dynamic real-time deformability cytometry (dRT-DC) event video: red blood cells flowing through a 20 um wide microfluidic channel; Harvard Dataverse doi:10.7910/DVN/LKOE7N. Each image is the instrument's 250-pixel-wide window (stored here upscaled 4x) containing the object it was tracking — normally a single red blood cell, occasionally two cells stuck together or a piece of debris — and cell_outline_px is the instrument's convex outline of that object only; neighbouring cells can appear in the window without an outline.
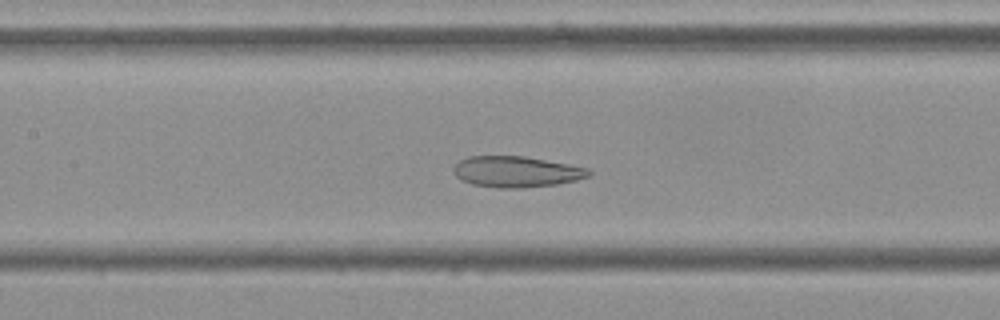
{"species": "Egyptian fruit bat (a non-hibernating species)", "species_latin": "Rousettus aegyptiacus", "temperature_condition": "cold", "stored_images_in_passage": 55, "camera_frame_rate_fps": 3000, "um_per_image_px": 0.085, "frame": {"image": 1, "passage_image": 25, "time_ms": 8.0, "image_size_px": [1000, 320], "cell_outline_px": [[592, 172], [588, 176], [576, 180], [556, 184], [520, 188], [500, 188], [472, 184], [460, 180], [456, 176], [452, 168], [460, 160], [468, 156], [524, 156], [568, 164], [588, 168]], "centroid_in_image_um": [43.86, 14.59], "position_along_channel_um": 163.5, "area_um2": 24.33}}
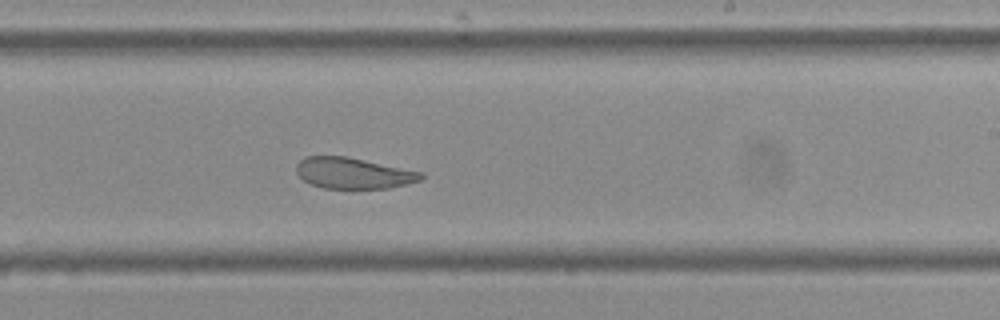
{"frame": {"image": 2, "passage_image": 33, "time_ms": 10.667, "image_size_px": [1000, 320], "cell_outline_px": [[424, 176], [420, 180], [388, 188], [324, 188], [312, 184], [304, 180], [296, 172], [296, 164], [304, 156], [344, 156], [424, 172]], "centroid_in_image_um": [30.01, 14.71], "position_along_channel_um": 259.0, "area_um2": 22.31}}
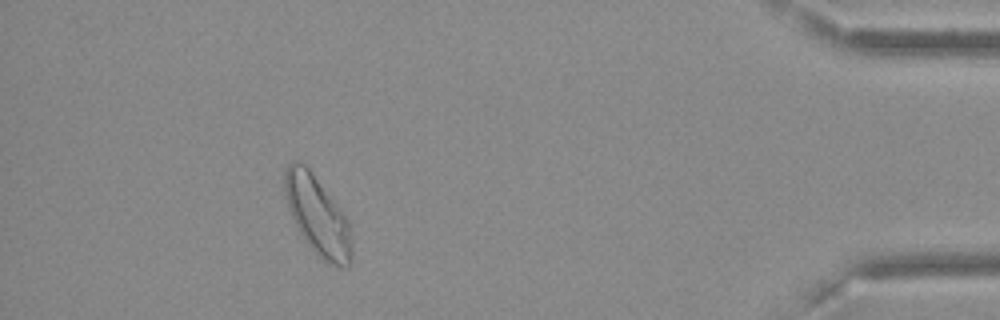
{"frame": {"image": 3, "passage_image": 50, "time_ms": 16.333, "image_size_px": [1000, 320], "cell_outline_px": [[352, 260], [348, 268], [328, 264], [316, 256], [300, 232], [288, 208], [284, 188], [284, 172], [288, 164], [292, 160], [296, 160], [304, 164], [308, 168], [340, 208], [348, 220], [352, 244]], "centroid_in_image_um": [27.0, 18.37], "position_along_channel_um": 408.2, "area_um2": 30.75}, "authors_computed_cell_mechanics": {"area_um2": 28.033, "velocity_mm_per_s": 3.5932, "shape_relaxation_time_tau1_ms": null, "shape_relaxation_time_tau2_ms": 2.1248, "deformation_change_tau1": null, "deformation_change_tau2": 0.0743}}